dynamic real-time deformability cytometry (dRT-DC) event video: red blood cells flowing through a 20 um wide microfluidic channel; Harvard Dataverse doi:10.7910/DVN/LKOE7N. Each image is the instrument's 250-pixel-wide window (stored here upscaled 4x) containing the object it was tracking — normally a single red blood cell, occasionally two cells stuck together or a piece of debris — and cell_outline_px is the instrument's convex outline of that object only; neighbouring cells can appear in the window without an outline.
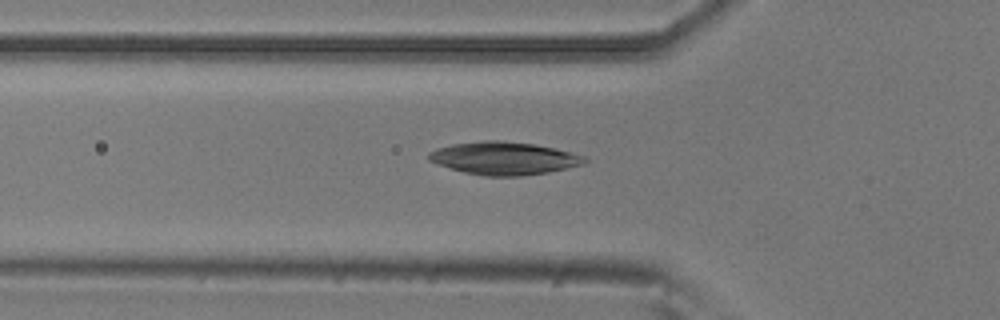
{"species": "common noctule bat (a hibernating species)", "species_latin": "Nyctalus noctula", "temperature_condition": "room temperature", "stored_images_in_passage": 6, "camera_frame_rate_fps": 3000, "um_per_image_px": 0.085, "animal": {"sex": "male", "body_mass_g": 20.5, "forearm_length_mm": 52.5}, "frame": {"image": 1, "passage_image": 2, "time_ms": 0.333, "image_size_px": [1000, 320], "cell_outline_px": [[588, 160], [584, 164], [548, 172], [520, 176], [484, 176], [464, 172], [436, 164], [428, 160], [428, 152], [436, 148], [452, 144], [484, 140], [504, 140], [536, 144], [584, 156]], "centroid_in_image_um": [42.79, 13.45], "position_along_channel_um": 83.0, "area_um2": 29.82}}
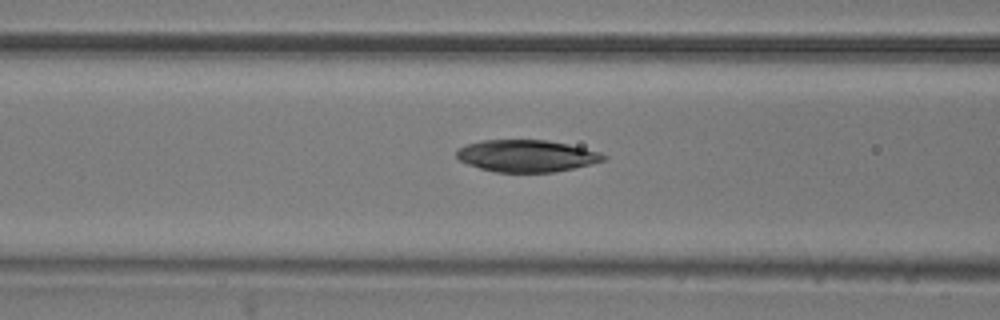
{"frame": {"image": 2, "passage_image": 5, "time_ms": 1.333, "image_size_px": [1000, 320], "cell_outline_px": [[608, 160], [556, 172], [496, 172], [480, 168], [468, 164], [460, 160], [456, 156], [456, 152], [460, 148], [468, 144], [484, 140], [548, 140], [568, 144], [600, 152], [608, 156]], "centroid_in_image_um": [44.81, 13.25], "position_along_channel_um": 121.8, "area_um2": 27.34}}